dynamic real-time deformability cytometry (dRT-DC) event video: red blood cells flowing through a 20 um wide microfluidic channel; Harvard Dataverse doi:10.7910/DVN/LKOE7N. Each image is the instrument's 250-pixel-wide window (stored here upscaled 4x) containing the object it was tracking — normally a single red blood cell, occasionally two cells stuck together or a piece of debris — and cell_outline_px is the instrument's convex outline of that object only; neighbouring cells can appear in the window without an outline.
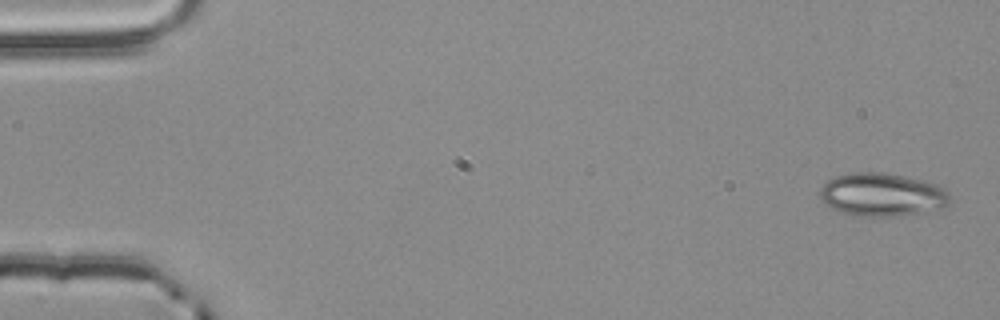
{"species": "common noctule bat (a hibernating species)", "species_latin": "Nyctalus noctula", "temperature_condition": "room temperature", "stored_images_in_passage": 4, "camera_frame_rate_fps": 3000, "um_per_image_px": 0.085, "animal": {"sex": "male", "body_mass_g": 20.4}, "frame": {"image": 1, "passage_image": 1, "time_ms": 0.0, "image_size_px": [1000, 320], "cell_outline_px": [[948, 204], [940, 208], [924, 212], [896, 216], [852, 216], [840, 212], [832, 208], [820, 200], [820, 188], [828, 180], [836, 176], [856, 172], [884, 172], [924, 180], [936, 184], [944, 188], [948, 192]], "centroid_in_image_um": [74.95, 16.55], "position_along_channel_um": 10.0, "area_um2": 32.77}}